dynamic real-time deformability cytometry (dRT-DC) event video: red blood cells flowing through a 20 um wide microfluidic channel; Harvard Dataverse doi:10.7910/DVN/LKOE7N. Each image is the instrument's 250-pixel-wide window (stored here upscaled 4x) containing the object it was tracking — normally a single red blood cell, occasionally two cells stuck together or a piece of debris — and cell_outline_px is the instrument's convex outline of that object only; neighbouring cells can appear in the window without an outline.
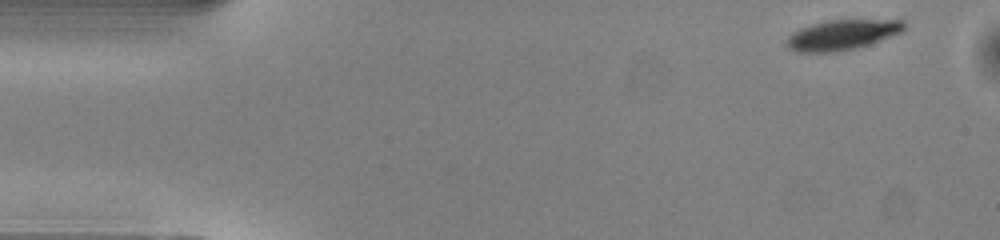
{"species": "common noctule bat (a hibernating species)", "species_latin": "Nyctalus noctula", "temperature_condition": "warm", "stored_images_in_passage": 39, "camera_frame_rate_fps": 3000, "um_per_image_px": 0.085, "animal": {"sex": "male", "body_mass_g": 13.0, "forearm_length_mm": 53.1}, "frame": {"image": 1, "passage_image": 1, "time_ms": 0.0, "image_size_px": [1000, 240], "cell_outline_px": [[904, 28], [900, 32], [868, 44], [836, 52], [796, 52], [788, 48], [788, 36], [792, 32], [800, 28], [812, 24], [828, 20], [904, 20]], "centroid_in_image_um": [71.53, 2.96], "position_along_channel_um": 13.5, "area_um2": 20.17}}
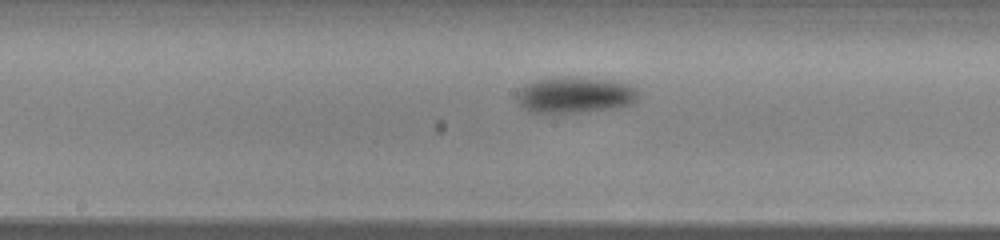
{"frame": {"image": 2, "passage_image": 23, "time_ms": 7.333, "image_size_px": [1000, 240], "cell_outline_px": [[640, 96], [636, 100], [628, 104], [612, 108], [580, 112], [528, 112], [516, 100], [516, 88], [532, 80], [556, 76], [580, 76], [612, 80], [628, 84], [636, 88]], "centroid_in_image_um": [48.8, 8.03], "position_along_channel_um": 199.4, "area_um2": 26.13}}
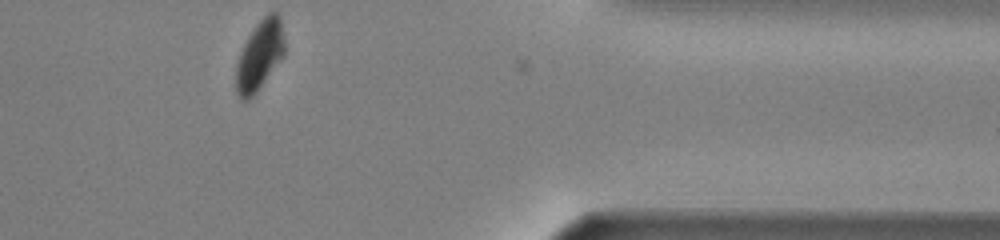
{"frame": {"image": 3, "passage_image": 39, "time_ms": 12.667, "image_size_px": [1000, 240], "cell_outline_px": [[284, 56], [256, 92], [248, 100], [240, 100], [236, 92], [236, 64], [240, 52], [248, 36], [256, 24], [268, 12], [276, 12], [280, 16], [284, 44]], "centroid_in_image_um": [22.06, 4.71], "position_along_channel_um": 389.3, "area_um2": 19.59}, "authors_computed_cell_mechanics": {"area_um2": 23.7558, "velocity_mm_per_s": 4.043, "shape_relaxation_time_tau1_ms": 1.6527, "shape_relaxation_time_tau2_ms": null, "deformation_change_tau1": 0.1103, "deformation_change_tau2": null}}